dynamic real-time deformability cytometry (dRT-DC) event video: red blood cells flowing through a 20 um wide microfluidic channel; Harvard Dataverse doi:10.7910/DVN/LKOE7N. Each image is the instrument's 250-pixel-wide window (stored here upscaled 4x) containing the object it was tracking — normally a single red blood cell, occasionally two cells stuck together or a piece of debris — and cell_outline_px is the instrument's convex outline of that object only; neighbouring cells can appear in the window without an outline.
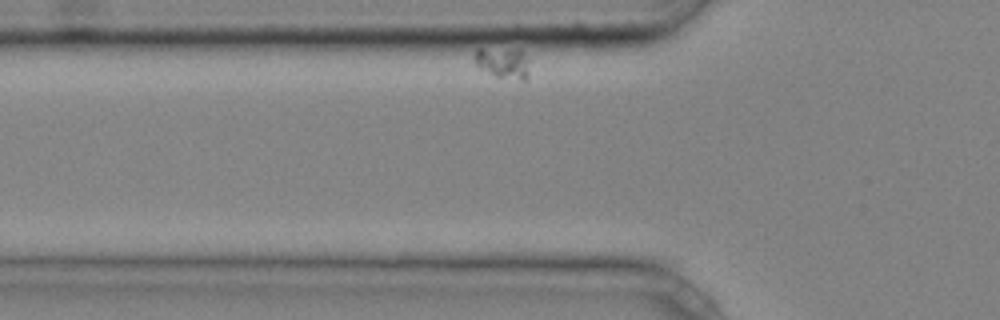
{"species": "common noctule bat (a hibernating species)", "species_latin": "Nyctalus noctula", "temperature_condition": "cold", "stored_images_in_passage": 34, "camera_frame_rate_fps": 3000, "um_per_image_px": 0.085, "animal": {"sex": "male", "body_mass_g": 20.4}, "frame": {"image": 1, "passage_image": 3, "time_ms": 0.667, "image_size_px": [1000, 320], "cell_outline_px": [[528, 76], [524, 80], [520, 80], [496, 76], [480, 68], [476, 64], [472, 56], [476, 48], [520, 48], [528, 60]], "centroid_in_image_um": [42.73, 5.29], "position_along_channel_um": 83.1, "area_um2": 10.17}}
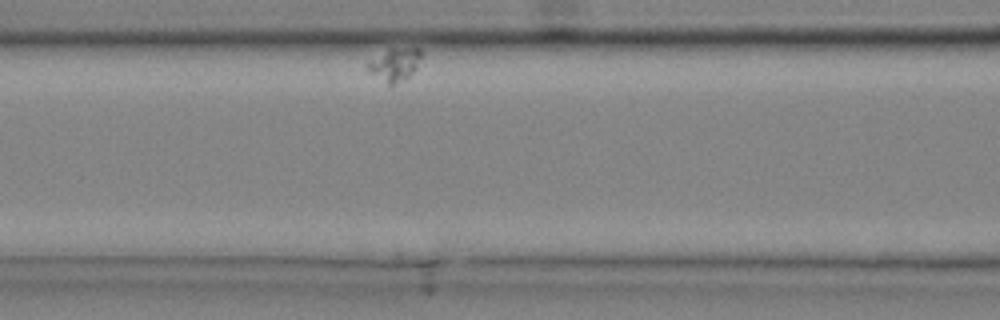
{"frame": {"image": 2, "passage_image": 9, "time_ms": 2.667, "image_size_px": [1000, 320], "cell_outline_px": [[424, 52], [416, 68], [404, 80], [388, 88], [368, 68], [368, 64], [388, 48], [420, 48]], "centroid_in_image_um": [33.62, 5.5], "position_along_channel_um": 133.0, "area_um2": 10.23}}
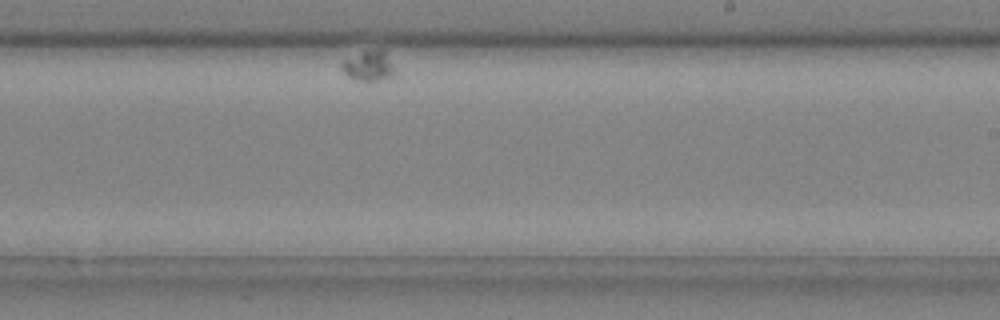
{"frame": {"image": 3, "passage_image": 23, "time_ms": 7.333, "image_size_px": [1000, 320], "cell_outline_px": [[396, 72], [392, 76], [368, 84], [352, 80], [340, 68], [340, 60], [364, 52], [380, 48], [384, 48], [396, 68]], "centroid_in_image_um": [31.35, 5.64], "position_along_channel_um": 257.7, "area_um2": 10.0}}